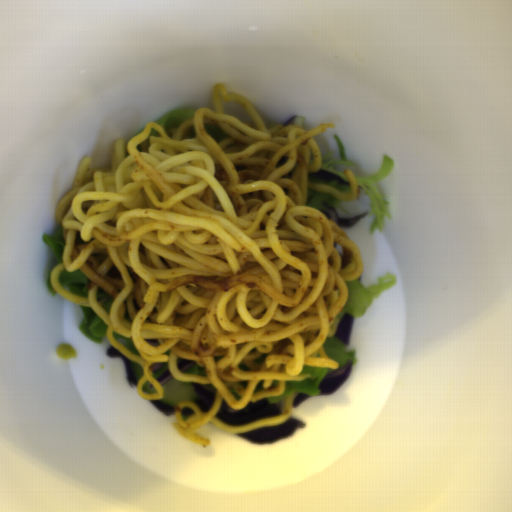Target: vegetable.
<instances>
[{"mask_svg":"<svg viewBox=\"0 0 512 512\" xmlns=\"http://www.w3.org/2000/svg\"><path fill=\"white\" fill-rule=\"evenodd\" d=\"M333 139L336 141L339 147V157H335L331 153H327L324 157H321V169L337 174L344 180L348 181L346 175L344 174L345 171H341L339 169V165H344L347 167H353L357 165L352 160L347 158L346 149L336 134L333 135Z\"/></svg>","mask_w":512,"mask_h":512,"instance_id":"b0100df1","label":"vegetable"},{"mask_svg":"<svg viewBox=\"0 0 512 512\" xmlns=\"http://www.w3.org/2000/svg\"><path fill=\"white\" fill-rule=\"evenodd\" d=\"M52 270H53V269L51 268V269H50V271H49V273H48V275H47V277H46V286H47V288H48L49 292L51 293V295L53 296V295H54L55 293H57V292H56V290L54 289V287H53V285H52V283H51V281H50V276H51V272H52Z\"/></svg>","mask_w":512,"mask_h":512,"instance_id":"8172ccd5","label":"vegetable"},{"mask_svg":"<svg viewBox=\"0 0 512 512\" xmlns=\"http://www.w3.org/2000/svg\"><path fill=\"white\" fill-rule=\"evenodd\" d=\"M58 281L62 288L71 294L77 295L82 298H88V281L89 277L86 276L79 269L68 271L64 269L58 275Z\"/></svg>","mask_w":512,"mask_h":512,"instance_id":"8f37a823","label":"vegetable"},{"mask_svg":"<svg viewBox=\"0 0 512 512\" xmlns=\"http://www.w3.org/2000/svg\"><path fill=\"white\" fill-rule=\"evenodd\" d=\"M96 300L97 303L109 314L112 303V296L110 293L102 288H98L96 291Z\"/></svg>","mask_w":512,"mask_h":512,"instance_id":"fe728636","label":"vegetable"},{"mask_svg":"<svg viewBox=\"0 0 512 512\" xmlns=\"http://www.w3.org/2000/svg\"><path fill=\"white\" fill-rule=\"evenodd\" d=\"M322 349L326 356L338 363L337 368L344 367L348 360H351V368L357 363L355 350L346 352V343L333 336L325 339Z\"/></svg>","mask_w":512,"mask_h":512,"instance_id":"6e5ebb59","label":"vegetable"},{"mask_svg":"<svg viewBox=\"0 0 512 512\" xmlns=\"http://www.w3.org/2000/svg\"><path fill=\"white\" fill-rule=\"evenodd\" d=\"M181 373H185L188 375H196V376H206L204 366H201V365L197 364L196 362L194 363L193 366L184 370Z\"/></svg>","mask_w":512,"mask_h":512,"instance_id":"5bb0d140","label":"vegetable"},{"mask_svg":"<svg viewBox=\"0 0 512 512\" xmlns=\"http://www.w3.org/2000/svg\"><path fill=\"white\" fill-rule=\"evenodd\" d=\"M397 279L395 275L378 276V285L364 286L359 280L345 281L347 289V302L338 313L339 321L348 313L353 319L365 315L373 301L385 290L393 288Z\"/></svg>","mask_w":512,"mask_h":512,"instance_id":"add77e79","label":"vegetable"},{"mask_svg":"<svg viewBox=\"0 0 512 512\" xmlns=\"http://www.w3.org/2000/svg\"><path fill=\"white\" fill-rule=\"evenodd\" d=\"M205 131L209 136H211L214 139L216 144L230 137L216 125L205 124Z\"/></svg>","mask_w":512,"mask_h":512,"instance_id":"85849ced","label":"vegetable"},{"mask_svg":"<svg viewBox=\"0 0 512 512\" xmlns=\"http://www.w3.org/2000/svg\"><path fill=\"white\" fill-rule=\"evenodd\" d=\"M141 391L143 393H146V394H155L157 393L156 391V388L154 387V385L152 383H150L149 381H144L142 386H141Z\"/></svg>","mask_w":512,"mask_h":512,"instance_id":"6717fa8a","label":"vegetable"},{"mask_svg":"<svg viewBox=\"0 0 512 512\" xmlns=\"http://www.w3.org/2000/svg\"><path fill=\"white\" fill-rule=\"evenodd\" d=\"M112 336L116 341H118L121 345H123L126 349H128L131 353L134 355H140L136 347L134 346L133 342L131 341L130 337H127L125 335L119 334L117 332L113 331Z\"/></svg>","mask_w":512,"mask_h":512,"instance_id":"e8eb92f6","label":"vegetable"},{"mask_svg":"<svg viewBox=\"0 0 512 512\" xmlns=\"http://www.w3.org/2000/svg\"><path fill=\"white\" fill-rule=\"evenodd\" d=\"M195 112L196 111L192 109L177 108L166 113L154 123L164 129L169 139H172L175 136L178 127L187 119L192 118Z\"/></svg>","mask_w":512,"mask_h":512,"instance_id":"8f987158","label":"vegetable"},{"mask_svg":"<svg viewBox=\"0 0 512 512\" xmlns=\"http://www.w3.org/2000/svg\"><path fill=\"white\" fill-rule=\"evenodd\" d=\"M307 178H308V181L311 182L312 184H325V185L334 187L337 190H339L340 192H343L345 194L346 193H350V190H351L350 185L349 186H344V185L340 184L339 182H337L336 180L335 181H331V182H326V181H323L321 179H317V178H314V177H311V176H308V175H307Z\"/></svg>","mask_w":512,"mask_h":512,"instance_id":"7287f226","label":"vegetable"},{"mask_svg":"<svg viewBox=\"0 0 512 512\" xmlns=\"http://www.w3.org/2000/svg\"><path fill=\"white\" fill-rule=\"evenodd\" d=\"M80 307L83 317L79 324V330L96 345L101 343L103 336H106L108 326L91 307L81 304Z\"/></svg>","mask_w":512,"mask_h":512,"instance_id":"f1789d4c","label":"vegetable"},{"mask_svg":"<svg viewBox=\"0 0 512 512\" xmlns=\"http://www.w3.org/2000/svg\"><path fill=\"white\" fill-rule=\"evenodd\" d=\"M331 371H334V368L304 365L299 374L301 376L304 374H309V378L303 381H287L285 382V390L281 395L278 397L264 398L268 403L277 405L282 410L283 400L288 396L294 395L296 398L299 393H305L310 397L313 395L321 394V391L319 390L320 382L323 377Z\"/></svg>","mask_w":512,"mask_h":512,"instance_id":"f7b5029e","label":"vegetable"},{"mask_svg":"<svg viewBox=\"0 0 512 512\" xmlns=\"http://www.w3.org/2000/svg\"><path fill=\"white\" fill-rule=\"evenodd\" d=\"M128 359L134 376L136 377L137 380H139L144 375L143 367L139 363L131 360L129 357Z\"/></svg>","mask_w":512,"mask_h":512,"instance_id":"2b192a16","label":"vegetable"},{"mask_svg":"<svg viewBox=\"0 0 512 512\" xmlns=\"http://www.w3.org/2000/svg\"><path fill=\"white\" fill-rule=\"evenodd\" d=\"M184 359H185V358H180V357H179V358H176V363H177V365H178L179 363H181Z\"/></svg>","mask_w":512,"mask_h":512,"instance_id":"47ad1562","label":"vegetable"},{"mask_svg":"<svg viewBox=\"0 0 512 512\" xmlns=\"http://www.w3.org/2000/svg\"><path fill=\"white\" fill-rule=\"evenodd\" d=\"M64 228L62 224L56 229L53 235L44 233L42 238L45 244L53 251L56 265L63 263L65 240L63 238Z\"/></svg>","mask_w":512,"mask_h":512,"instance_id":"a930682d","label":"vegetable"},{"mask_svg":"<svg viewBox=\"0 0 512 512\" xmlns=\"http://www.w3.org/2000/svg\"><path fill=\"white\" fill-rule=\"evenodd\" d=\"M394 165V159L383 154V161L379 173L370 178H358L354 176L358 187L362 188L369 197V213L370 215H374L370 233H374L375 230H380L382 233L384 217L392 218L388 209V203L391 202L381 196L374 184L383 180L392 171Z\"/></svg>","mask_w":512,"mask_h":512,"instance_id":"ea0f7189","label":"vegetable"},{"mask_svg":"<svg viewBox=\"0 0 512 512\" xmlns=\"http://www.w3.org/2000/svg\"><path fill=\"white\" fill-rule=\"evenodd\" d=\"M169 362H166L165 365L163 366L162 369L154 372V373H151L152 376L155 378V380L157 381L158 378L162 375H164L165 373L169 372Z\"/></svg>","mask_w":512,"mask_h":512,"instance_id":"d63cfe49","label":"vegetable"},{"mask_svg":"<svg viewBox=\"0 0 512 512\" xmlns=\"http://www.w3.org/2000/svg\"><path fill=\"white\" fill-rule=\"evenodd\" d=\"M163 397L160 398L163 404H169L173 408L179 407L182 401H192L198 398L193 388L192 382H182L174 376L161 386Z\"/></svg>","mask_w":512,"mask_h":512,"instance_id":"96ceb2fe","label":"vegetable"},{"mask_svg":"<svg viewBox=\"0 0 512 512\" xmlns=\"http://www.w3.org/2000/svg\"><path fill=\"white\" fill-rule=\"evenodd\" d=\"M342 202L343 201L332 197L329 193H321L308 188L305 205L320 212L323 208L322 203H326L327 205L334 207L336 211Z\"/></svg>","mask_w":512,"mask_h":512,"instance_id":"fd8b72d7","label":"vegetable"},{"mask_svg":"<svg viewBox=\"0 0 512 512\" xmlns=\"http://www.w3.org/2000/svg\"><path fill=\"white\" fill-rule=\"evenodd\" d=\"M289 125H298L305 130V122L303 116H296L295 118H293Z\"/></svg>","mask_w":512,"mask_h":512,"instance_id":"a59c5041","label":"vegetable"}]
</instances>
